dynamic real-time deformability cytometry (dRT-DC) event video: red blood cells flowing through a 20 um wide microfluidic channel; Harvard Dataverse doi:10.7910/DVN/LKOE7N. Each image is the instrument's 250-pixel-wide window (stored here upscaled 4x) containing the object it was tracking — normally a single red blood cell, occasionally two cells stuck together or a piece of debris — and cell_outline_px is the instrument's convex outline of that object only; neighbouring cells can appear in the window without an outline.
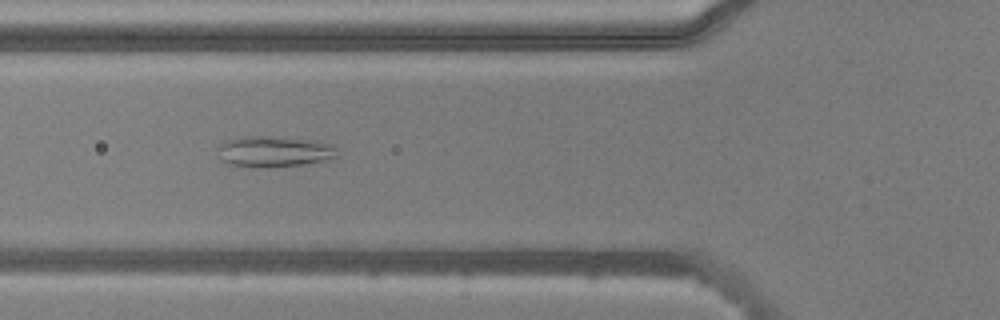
{"species": "common noctule bat (a hibernating species)", "species_latin": "Nyctalus noctula", "temperature_condition": "warm", "stored_images_in_passage": 51, "camera_frame_rate_fps": 3000, "um_per_image_px": 0.085, "animal": {"sex": "male", "body_mass_g": 20.5, "forearm_length_mm": 52.5}, "frame": {"image": 1, "passage_image": 18, "time_ms": 5.667, "image_size_px": [1000, 320], "cell_outline_px": [[336, 156], [324, 160], [300, 164], [228, 164], [224, 160], [216, 148], [224, 140], [244, 136], [272, 136], [316, 140], [332, 144], [336, 148]], "centroid_in_image_um": [23.32, 12.79], "position_along_channel_um": 102.5, "area_um2": 20.4}}
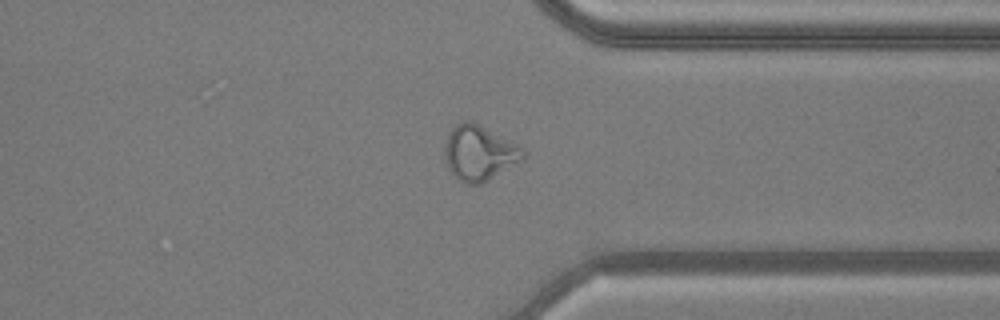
{"frame": {"image": 2, "passage_image": 39, "time_ms": 12.667, "image_size_px": [1000, 320], "cell_outline_px": [[528, 152], [524, 160], [488, 180], [480, 184], [464, 184], [456, 180], [448, 168], [444, 156], [444, 148], [448, 132], [456, 124], [464, 120], [472, 120], [480, 124], [524, 148]], "centroid_in_image_um": [40.74, 13.0], "position_along_channel_um": 370.7, "area_um2": 25.72}}
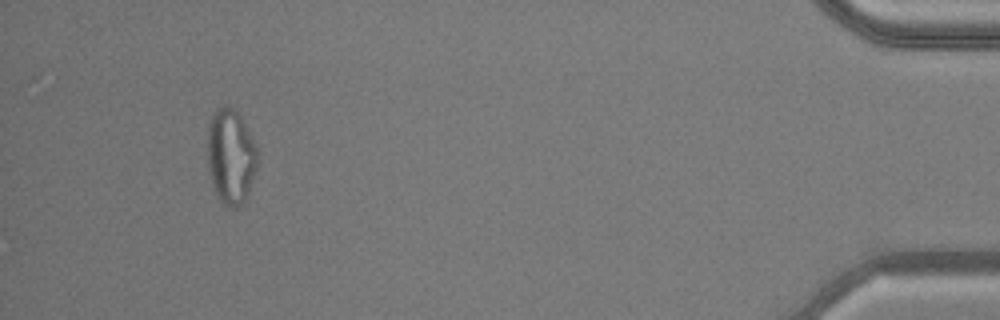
{"frame": {"image": 3, "passage_image": 48, "time_ms": 15.667, "image_size_px": [1000, 320], "cell_outline_px": [[256, 168], [244, 204], [236, 208], [232, 208], [224, 204], [216, 196], [212, 184], [208, 168], [208, 124], [216, 108], [224, 104], [228, 104], [240, 116], [256, 144]], "centroid_in_image_um": [19.6, 13.3], "position_along_channel_um": 415.6, "area_um2": 27.69}, "authors_computed_cell_mechanics": {"area_um2": 24.9118, "velocity_mm_per_s": 3.8665, "shape_relaxation_time_tau1_ms": null, "shape_relaxation_time_tau2_ms": 1.6607, "deformation_change_tau1": null, "deformation_change_tau2": 0.0745}}